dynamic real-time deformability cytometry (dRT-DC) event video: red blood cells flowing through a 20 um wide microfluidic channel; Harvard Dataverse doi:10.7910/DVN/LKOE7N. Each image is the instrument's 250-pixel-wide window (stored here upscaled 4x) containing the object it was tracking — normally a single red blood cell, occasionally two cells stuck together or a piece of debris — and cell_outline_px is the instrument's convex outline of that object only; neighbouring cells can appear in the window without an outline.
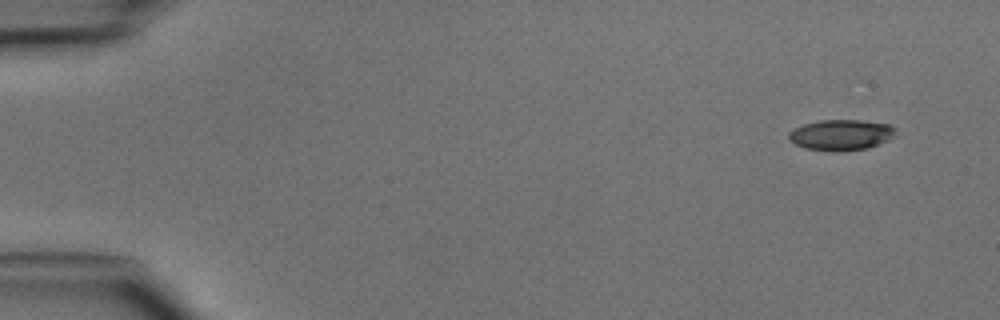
{"species": "common noctule bat (a hibernating species)", "species_latin": "Nyctalus noctula", "temperature_condition": "cold", "stored_images_in_passage": 4, "camera_frame_rate_fps": 3000, "um_per_image_px": 0.085, "animal": {"sex": "male", "body_mass_g": 15.6}, "frame": {"image": 1, "passage_image": 1, "time_ms": 0.0, "image_size_px": [1000, 320], "cell_outline_px": [[896, 128], [892, 136], [868, 148], [804, 148], [788, 140], [788, 132], [792, 128], [804, 124], [820, 120], [860, 120], [892, 124]], "centroid_in_image_um": [71.45, 11.39], "position_along_channel_um": 13.6, "area_um2": 18.21}}
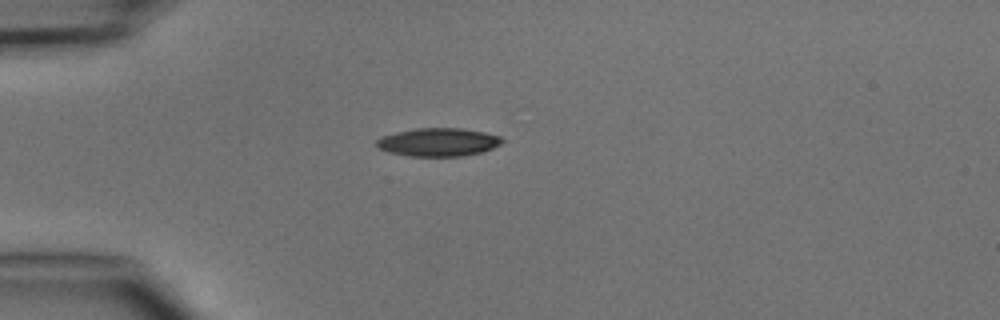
{"frame": {"image": 2, "passage_image": 4, "time_ms": 3.333, "image_size_px": [1000, 320], "cell_outline_px": [[504, 140], [500, 144], [492, 148], [480, 152], [464, 156], [408, 156], [388, 152], [376, 148], [376, 140], [380, 136], [396, 132], [416, 128], [464, 128], [484, 132], [500, 136]], "centroid_in_image_um": [37.21, 12.08], "position_along_channel_um": 47.8, "area_um2": 20.81}}